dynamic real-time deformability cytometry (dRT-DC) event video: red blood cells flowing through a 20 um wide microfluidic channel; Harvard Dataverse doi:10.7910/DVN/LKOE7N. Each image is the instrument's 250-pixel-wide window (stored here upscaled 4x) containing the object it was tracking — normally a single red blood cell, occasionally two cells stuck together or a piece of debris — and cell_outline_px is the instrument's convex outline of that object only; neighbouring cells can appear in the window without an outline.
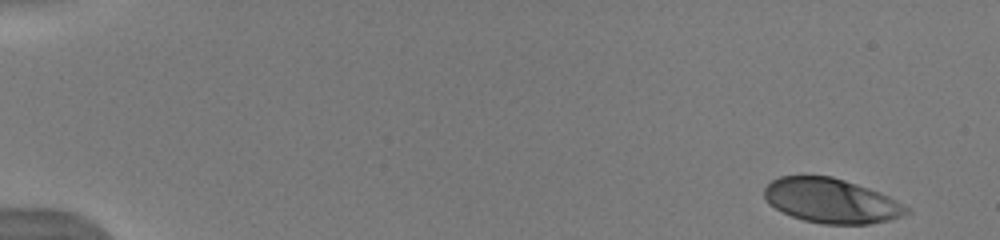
{"species": "human", "species_latin": "Homo sapiens", "temperature_condition": "warm", "stored_images_in_passage": 45, "camera_frame_rate_fps": 3000, "um_per_image_px": 0.085, "donor": {"sex": "male"}, "frame": {"image": 1, "passage_image": 1, "time_ms": 0.0, "image_size_px": [1000, 240], "cell_outline_px": [[912, 208], [908, 212], [900, 216], [888, 220], [868, 224], [824, 224], [804, 220], [792, 216], [768, 204], [764, 196], [764, 188], [772, 180], [780, 176], [800, 172], [832, 176], [880, 192]], "centroid_in_image_um": [70.61, 17.02], "position_along_channel_um": 14.4, "area_um2": 37.45}}
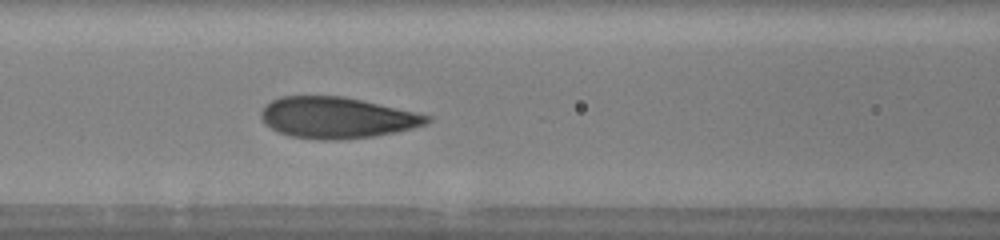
{"frame": {"image": 2, "passage_image": 22, "time_ms": 7.0, "image_size_px": [1000, 240], "cell_outline_px": [[432, 120], [428, 124], [396, 132], [372, 136], [332, 140], [316, 140], [292, 136], [280, 132], [272, 128], [260, 116], [260, 112], [264, 104], [280, 96], [344, 96], [416, 112], [432, 116]], "centroid_in_image_um": [28.65, 9.99], "position_along_channel_um": 138.0, "area_um2": 39.71}}
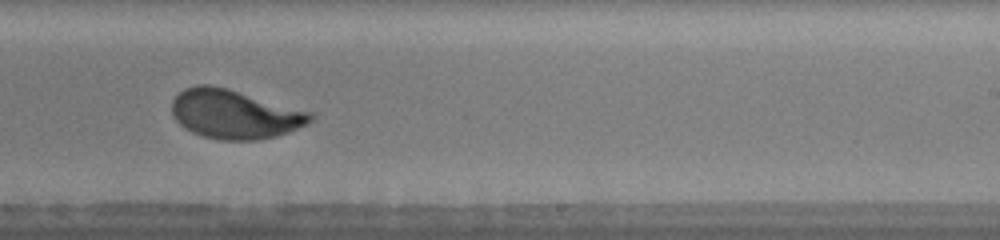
{"frame": {"image": 3, "passage_image": 32, "time_ms": 10.333, "image_size_px": [1000, 240], "cell_outline_px": [[316, 116], [308, 124], [288, 132], [276, 136], [256, 140], [220, 140], [204, 136], [192, 132], [184, 128], [172, 116], [172, 100], [184, 88], [196, 84], [208, 84], [228, 88], [312, 112]], "centroid_in_image_um": [19.94, 9.7], "position_along_channel_um": 269.1, "area_um2": 39.77}, "authors_computed_cell_mechanics": {"area_um2": 39.015, "velocity_mm_per_s": 3.9484, "shape_relaxation_time_tau1_ms": 2.9468, "shape_relaxation_time_tau2_ms": null, "deformation_change_tau1": 0.1914, "deformation_change_tau2": null}}